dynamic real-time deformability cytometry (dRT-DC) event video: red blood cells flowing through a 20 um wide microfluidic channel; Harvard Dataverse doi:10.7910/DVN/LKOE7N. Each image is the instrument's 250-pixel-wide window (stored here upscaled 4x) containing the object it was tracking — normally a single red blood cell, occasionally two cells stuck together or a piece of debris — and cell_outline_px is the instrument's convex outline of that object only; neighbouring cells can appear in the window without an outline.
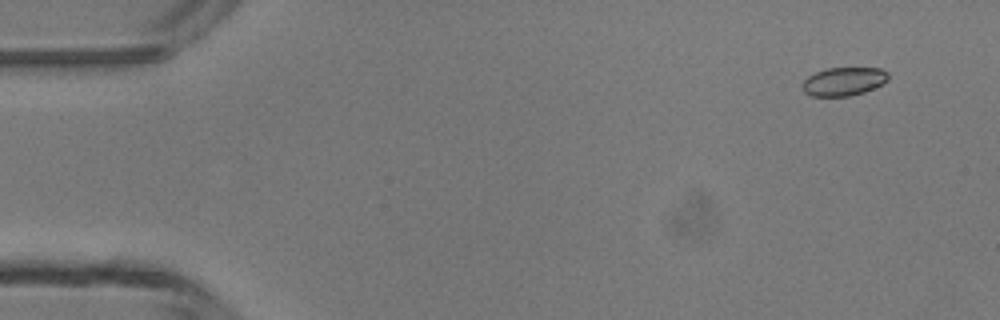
{"species": "common noctule bat (a hibernating species)", "species_latin": "Nyctalus noctula", "temperature_condition": "room temperature", "stored_images_in_passage": 4, "camera_frame_rate_fps": 3000, "um_per_image_px": 0.085, "animal": {"sex": "male", "body_mass_g": 13.3}, "frame": {"image": 1, "passage_image": 1, "time_ms": 0.0, "image_size_px": [1000, 320], "cell_outline_px": [[888, 80], [864, 92], [848, 96], [812, 96], [804, 92], [804, 80], [808, 76], [816, 72], [828, 68], [880, 68], [888, 72]], "centroid_in_image_um": [71.72, 6.92], "position_along_channel_um": 13.3, "area_um2": 13.99}}
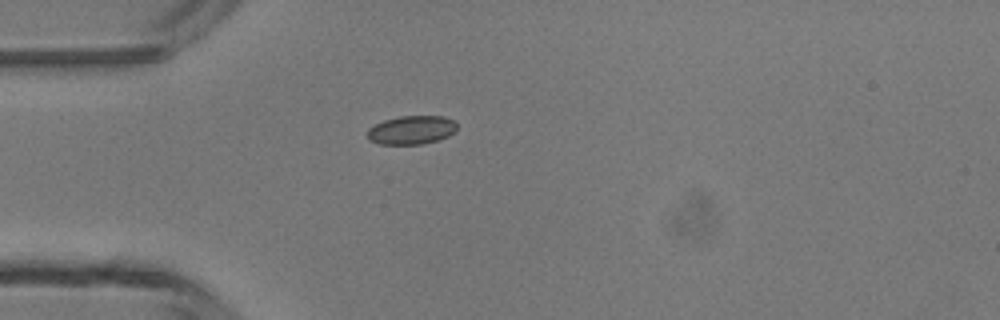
{"frame": {"image": 2, "passage_image": 4, "time_ms": 3.333, "image_size_px": [1000, 320], "cell_outline_px": [[456, 128], [448, 136], [436, 140], [420, 144], [380, 144], [368, 140], [368, 128], [384, 120], [400, 116], [444, 116], [452, 120], [456, 124]], "centroid_in_image_um": [34.94, 11.04], "position_along_channel_um": 50.1, "area_um2": 14.74}}